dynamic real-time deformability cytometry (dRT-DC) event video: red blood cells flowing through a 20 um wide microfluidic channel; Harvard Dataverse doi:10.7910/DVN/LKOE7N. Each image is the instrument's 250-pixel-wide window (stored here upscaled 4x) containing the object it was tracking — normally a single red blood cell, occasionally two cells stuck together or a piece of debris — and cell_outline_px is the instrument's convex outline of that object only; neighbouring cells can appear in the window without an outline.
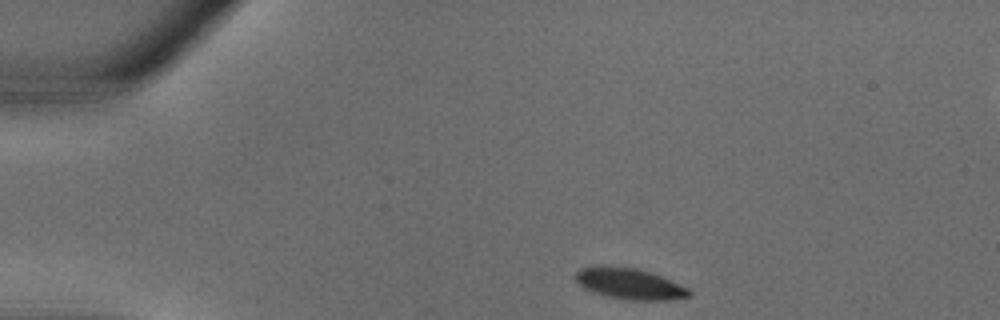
{"species": "common noctule bat (a hibernating species)", "species_latin": "Nyctalus noctula", "temperature_condition": "warm", "stored_images_in_passage": 29, "camera_frame_rate_fps": 3000, "um_per_image_px": 0.085, "animal": {"sex": "male", "body_mass_g": 18.8}, "frame": {"image": 1, "passage_image": 1, "time_ms": 0.0, "image_size_px": [1000, 320], "cell_outline_px": [[692, 296], [668, 300], [632, 300], [608, 296], [584, 288], [576, 280], [576, 272], [580, 268], [600, 264], [636, 268], [660, 276], [688, 288], [692, 292]], "centroid_in_image_um": [53.51, 24.1], "position_along_channel_um": 31.5, "area_um2": 20.4}}
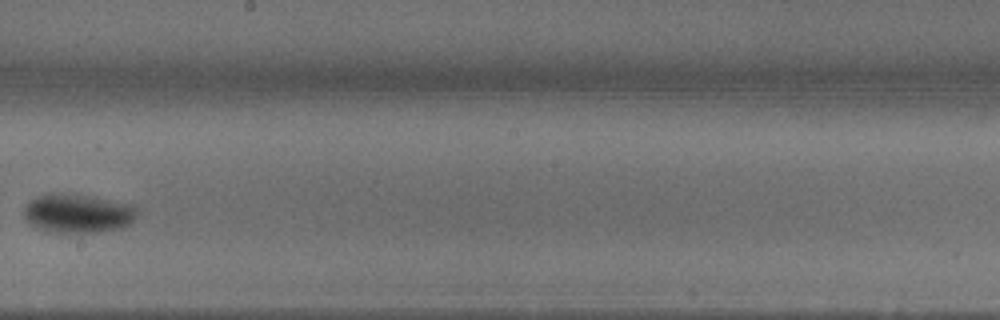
{"frame": {"image": 2, "passage_image": 15, "time_ms": 4.667, "image_size_px": [1000, 320], "cell_outline_px": [[136, 216], [124, 228], [100, 232], [60, 232], [36, 228], [24, 216], [24, 208], [36, 196], [52, 192], [64, 192], [136, 204]], "centroid_in_image_um": [6.65, 18.12], "position_along_channel_um": 241.6, "area_um2": 25.72}}
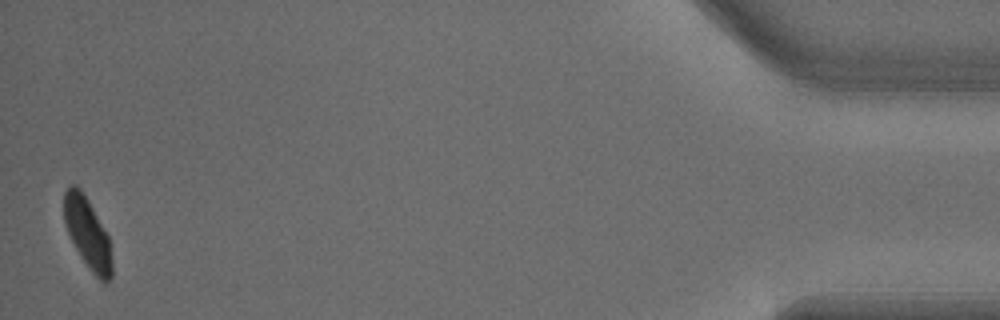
{"frame": {"image": 3, "passage_image": 29, "time_ms": 9.333, "image_size_px": [1000, 320], "cell_outline_px": [[112, 276], [104, 284], [88, 268], [80, 256], [64, 224], [64, 192], [72, 184], [76, 184], [80, 188], [88, 200], [108, 236], [112, 260]], "centroid_in_image_um": [7.44, 19.84], "position_along_channel_um": 427.8, "area_um2": 19.54}}